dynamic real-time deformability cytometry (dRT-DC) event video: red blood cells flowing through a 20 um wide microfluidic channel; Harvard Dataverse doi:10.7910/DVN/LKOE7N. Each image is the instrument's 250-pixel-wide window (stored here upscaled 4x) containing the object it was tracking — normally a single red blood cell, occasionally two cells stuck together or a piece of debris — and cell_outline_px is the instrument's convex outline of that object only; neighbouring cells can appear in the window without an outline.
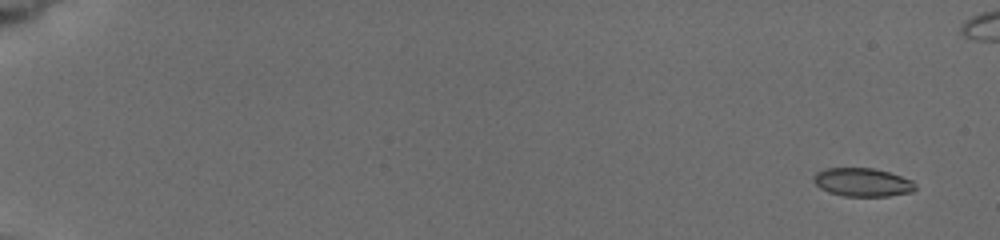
{"species": "common noctule bat (a hibernating species)", "species_latin": "Nyctalus noctula", "temperature_condition": "cold", "stored_images_in_passage": 33, "camera_frame_rate_fps": 3000, "um_per_image_px": 0.085, "animal": {"sex": "female", "body_mass_g": 19.5, "forearm_length_mm": 54.1}, "frame": {"image": 1, "passage_image": 2, "time_ms": 0.333, "image_size_px": [1000, 240], "cell_outline_px": [[916, 188], [912, 192], [888, 196], [844, 196], [828, 192], [820, 188], [812, 180], [812, 176], [816, 172], [828, 168], [872, 168], [888, 172], [912, 180], [916, 184]], "centroid_in_image_um": [73.29, 15.49], "position_along_channel_um": 11.7, "area_um2": 16.88}}
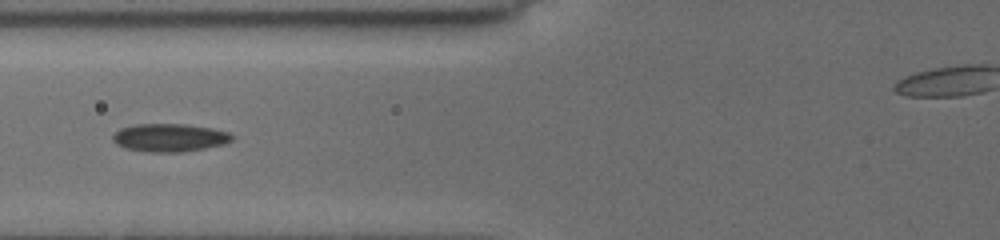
{"frame": {"image": 2, "passage_image": 26, "time_ms": 7.667, "image_size_px": [1000, 240], "cell_outline_px": [[232, 140], [224, 144], [184, 152], [144, 152], [124, 148], [116, 144], [112, 140], [112, 136], [120, 128], [140, 124], [180, 124], [208, 128], [228, 132], [232, 136]], "centroid_in_image_um": [14.36, 11.72], "position_along_channel_um": 111.4, "area_um2": 19.31}}
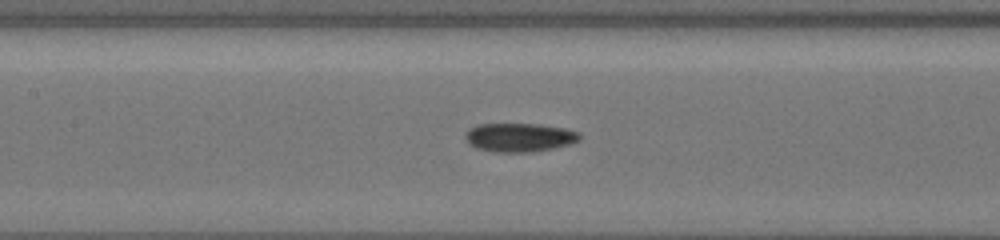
{"frame": {"image": 3, "passage_image": 30, "time_ms": 9.0, "image_size_px": [1000, 240], "cell_outline_px": [[580, 140], [556, 148], [536, 152], [492, 152], [476, 148], [464, 136], [472, 128], [480, 124], [536, 124], [564, 128], [580, 132]], "centroid_in_image_um": [44.21, 11.69], "position_along_channel_um": 163.2, "area_um2": 19.02}}